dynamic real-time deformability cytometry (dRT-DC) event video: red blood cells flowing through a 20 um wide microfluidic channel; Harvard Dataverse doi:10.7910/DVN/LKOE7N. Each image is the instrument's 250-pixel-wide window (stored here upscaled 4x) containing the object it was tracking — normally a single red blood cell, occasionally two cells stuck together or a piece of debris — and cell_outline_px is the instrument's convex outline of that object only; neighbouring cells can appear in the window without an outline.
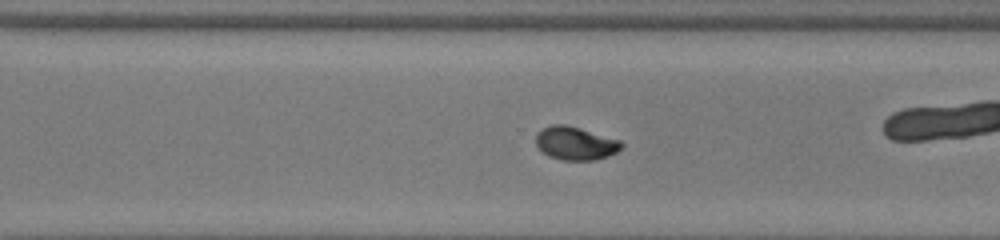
{"species": "common noctule bat (a hibernating species)", "species_latin": "Nyctalus noctula", "temperature_condition": "room temperature", "stored_images_in_passage": 52, "camera_frame_rate_fps": 3000, "um_per_image_px": 0.085, "animal": {"sex": "female", "body_mass_g": 22.0, "forearm_length_mm": 56.7}, "frame": {"image": 1, "passage_image": 37, "time_ms": 12.0, "image_size_px": [1000, 240], "cell_outline_px": [[624, 144], [616, 152], [608, 156], [592, 160], [560, 160], [548, 156], [536, 144], [536, 136], [544, 128], [552, 124], [564, 124], [580, 128], [620, 140]], "centroid_in_image_um": [48.92, 12.18], "position_along_channel_um": 321.7, "area_um2": 16.36}, "authors_computed_cell_mechanics": {"area_um2": 16.3574, "velocity_mm_per_s": 3.8762, "shape_relaxation_time_tau1_ms": 4.4814, "shape_relaxation_time_tau2_ms": 1.7045, "deformation_change_tau1": 0.1734, "deformation_change_tau2": 0.0324}}